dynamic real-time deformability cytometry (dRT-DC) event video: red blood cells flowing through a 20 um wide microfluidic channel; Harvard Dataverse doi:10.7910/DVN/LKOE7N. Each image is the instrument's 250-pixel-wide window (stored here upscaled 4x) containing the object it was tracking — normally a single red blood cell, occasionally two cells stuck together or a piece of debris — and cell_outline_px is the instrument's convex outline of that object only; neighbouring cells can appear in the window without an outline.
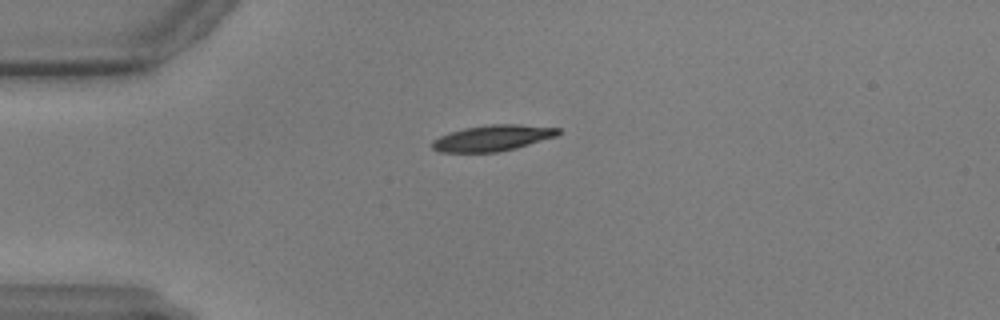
{"species": "common noctule bat (a hibernating species)", "species_latin": "Nyctalus noctula", "temperature_condition": "warm", "stored_images_in_passage": 46, "camera_frame_rate_fps": 3000, "um_per_image_px": 0.085, "animal": {"sex": "male", "body_mass_g": 17.9, "forearm_length_mm": 54.2}, "frame": {"image": 1, "passage_image": 2, "time_ms": 0.333, "image_size_px": [1000, 320], "cell_outline_px": [[560, 132], [556, 136], [516, 148], [496, 152], [440, 152], [432, 148], [432, 140], [448, 132], [464, 128], [492, 124], [520, 124], [560, 128]], "centroid_in_image_um": [41.85, 11.72], "position_along_channel_um": 43.1, "area_um2": 19.02}}
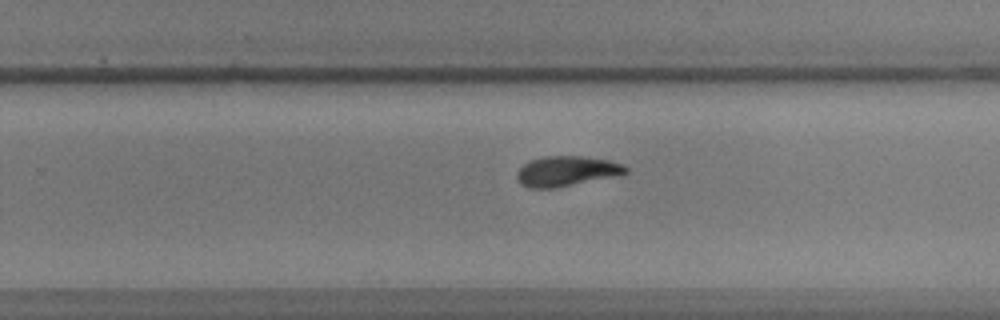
{"frame": {"image": 2, "passage_image": 25, "time_ms": 8.0, "image_size_px": [1000, 320], "cell_outline_px": [[628, 172], [620, 176], [556, 188], [528, 188], [520, 184], [516, 180], [516, 172], [528, 160], [544, 156], [584, 156], [608, 160], [624, 164], [628, 168]], "centroid_in_image_um": [48.17, 14.56], "position_along_channel_um": 281.6, "area_um2": 19.59}}
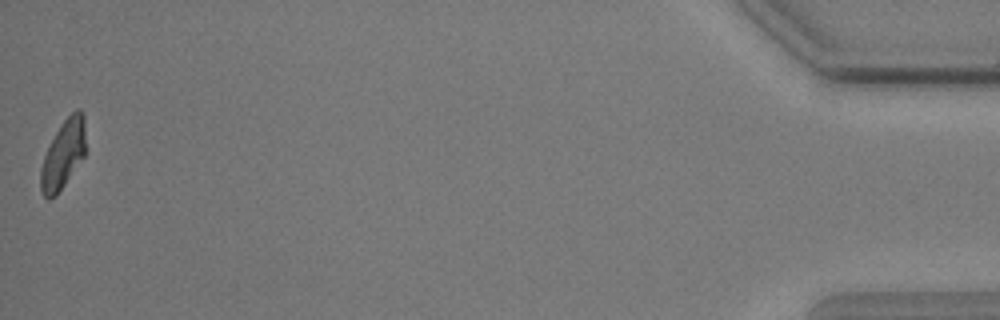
{"frame": {"image": 3, "passage_image": 46, "time_ms": 15.0, "image_size_px": [1000, 320], "cell_outline_px": [[84, 156], [56, 196], [48, 200], [44, 196], [40, 188], [40, 168], [44, 156], [56, 132], [64, 120], [76, 108], [80, 108], [84, 112]], "centroid_in_image_um": [5.36, 13.13], "position_along_channel_um": 429.8, "area_um2": 17.69}}